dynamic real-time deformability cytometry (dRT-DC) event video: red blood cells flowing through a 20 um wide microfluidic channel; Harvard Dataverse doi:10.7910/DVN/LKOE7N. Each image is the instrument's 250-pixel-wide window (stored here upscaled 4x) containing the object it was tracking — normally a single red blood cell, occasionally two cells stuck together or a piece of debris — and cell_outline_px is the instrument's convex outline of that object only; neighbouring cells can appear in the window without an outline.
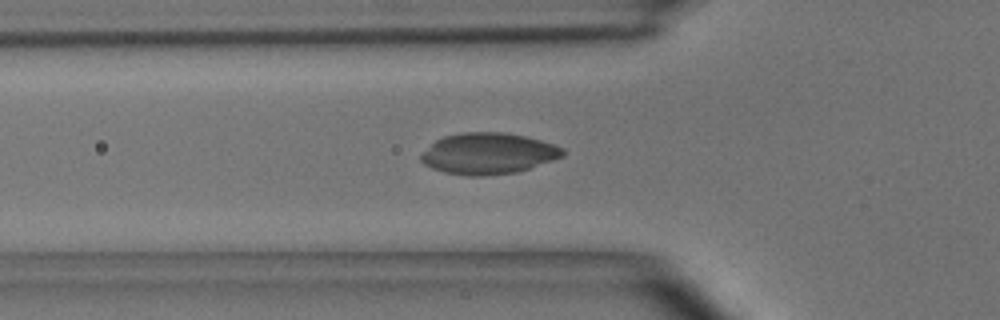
{"species": "common noctule bat (a hibernating species)", "species_latin": "Nyctalus noctula", "temperature_condition": "room temperature", "stored_images_in_passage": 31, "camera_frame_rate_fps": 3000, "um_per_image_px": 0.085, "animal": {"sex": "male", "body_mass_g": 15.6}, "frame": {"image": 1, "passage_image": 2, "time_ms": 0.333, "image_size_px": [1000, 320], "cell_outline_px": [[564, 156], [516, 172], [484, 176], [464, 176], [444, 172], [432, 168], [424, 164], [420, 160], [420, 156], [436, 140], [444, 136], [464, 132], [504, 132], [524, 136], [556, 144], [564, 148]], "centroid_in_image_um": [41.5, 13.05], "position_along_channel_um": 84.3, "area_um2": 33.93}}
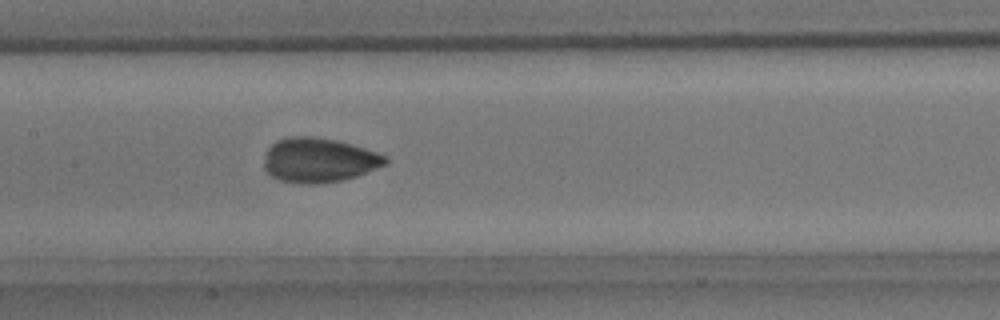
{"frame": {"image": 2, "passage_image": 9, "time_ms": 2.667, "image_size_px": [1000, 320], "cell_outline_px": [[388, 164], [356, 176], [344, 180], [320, 184], [304, 184], [280, 180], [272, 176], [264, 168], [264, 156], [268, 148], [276, 140], [288, 136], [312, 136], [336, 140], [364, 148], [388, 156]], "centroid_in_image_um": [27.11, 13.61], "position_along_channel_um": 180.3, "area_um2": 31.67}}
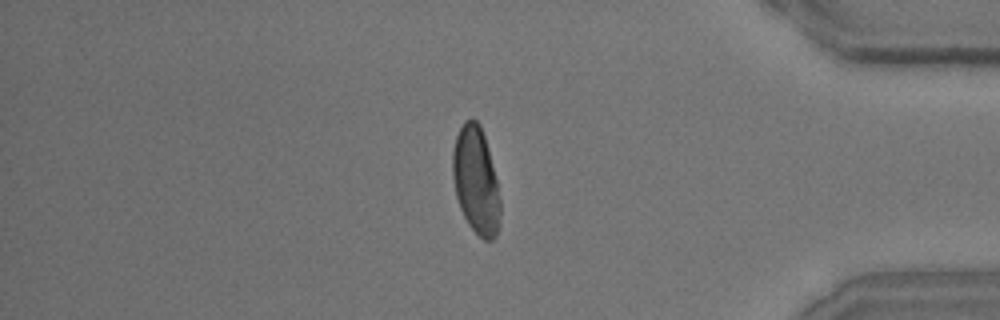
{"frame": {"image": 3, "passage_image": 27, "time_ms": 8.667, "image_size_px": [1000, 320], "cell_outline_px": [[500, 216], [496, 236], [492, 240], [484, 240], [468, 224], [460, 208], [456, 196], [452, 176], [452, 152], [456, 136], [464, 120], [472, 116], [480, 124], [488, 148], [496, 180], [500, 200]], "centroid_in_image_um": [40.44, 15.32], "position_along_channel_um": 394.8, "area_um2": 29.65}}